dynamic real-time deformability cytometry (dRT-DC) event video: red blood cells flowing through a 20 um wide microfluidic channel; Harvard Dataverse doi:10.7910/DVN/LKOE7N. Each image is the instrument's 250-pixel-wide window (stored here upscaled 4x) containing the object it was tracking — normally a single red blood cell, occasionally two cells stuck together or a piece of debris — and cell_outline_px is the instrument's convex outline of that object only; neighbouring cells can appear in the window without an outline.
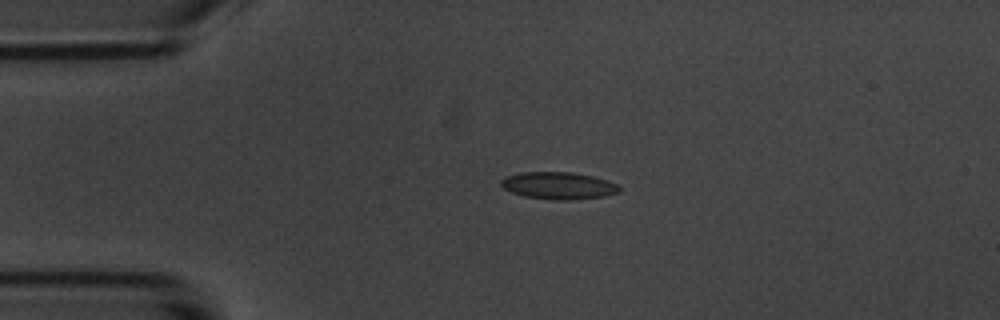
{"species": "common noctule bat (a hibernating species)", "species_latin": "Nyctalus noctula", "temperature_condition": "room temperature", "stored_images_in_passage": 5, "camera_frame_rate_fps": 3000, "um_per_image_px": 0.085, "animal": {"sex": "male", "body_mass_g": 20.1, "forearm_length_mm": 53.5}, "frame": {"image": 1, "passage_image": 3, "time_ms": 2.333, "image_size_px": [1000, 320], "cell_outline_px": [[620, 192], [604, 196], [572, 200], [552, 200], [524, 196], [512, 192], [504, 188], [500, 184], [500, 180], [504, 176], [520, 172], [572, 172], [592, 176], [616, 184], [620, 188]], "centroid_in_image_um": [47.43, 15.78], "position_along_channel_um": 37.6, "area_um2": 18.73}}